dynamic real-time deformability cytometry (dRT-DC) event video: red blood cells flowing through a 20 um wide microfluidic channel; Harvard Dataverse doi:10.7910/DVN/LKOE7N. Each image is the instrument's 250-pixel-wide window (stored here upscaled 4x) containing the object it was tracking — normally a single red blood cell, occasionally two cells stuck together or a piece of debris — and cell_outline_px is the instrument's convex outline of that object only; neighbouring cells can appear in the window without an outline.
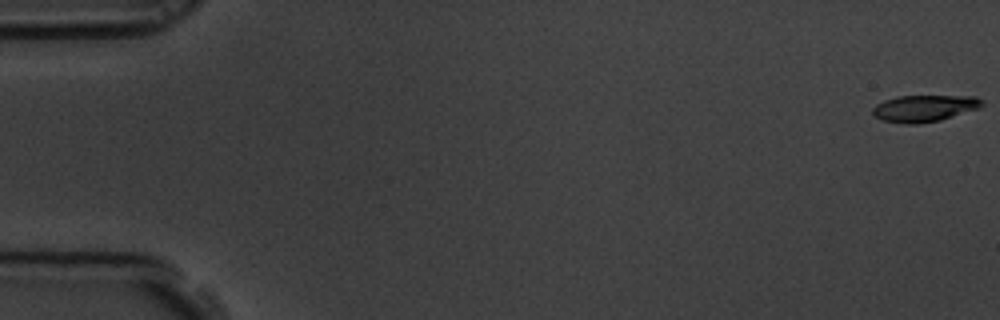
{"species": "common noctule bat (a hibernating species)", "species_latin": "Nyctalus noctula", "temperature_condition": "room temperature", "stored_images_in_passage": 4, "camera_frame_rate_fps": 3000, "um_per_image_px": 0.085, "animal": {"sex": "male", "body_mass_g": 19.5, "forearm_length_mm": 54.6}, "frame": {"image": 1, "passage_image": 1, "time_ms": 0.0, "image_size_px": [1000, 320], "cell_outline_px": [[984, 104], [980, 108], [940, 120], [920, 124], [904, 124], [880, 120], [872, 116], [872, 108], [876, 104], [884, 100], [896, 96], [976, 96], [984, 100]], "centroid_in_image_um": [78.54, 9.21], "position_along_channel_um": 6.5, "area_um2": 17.34}}